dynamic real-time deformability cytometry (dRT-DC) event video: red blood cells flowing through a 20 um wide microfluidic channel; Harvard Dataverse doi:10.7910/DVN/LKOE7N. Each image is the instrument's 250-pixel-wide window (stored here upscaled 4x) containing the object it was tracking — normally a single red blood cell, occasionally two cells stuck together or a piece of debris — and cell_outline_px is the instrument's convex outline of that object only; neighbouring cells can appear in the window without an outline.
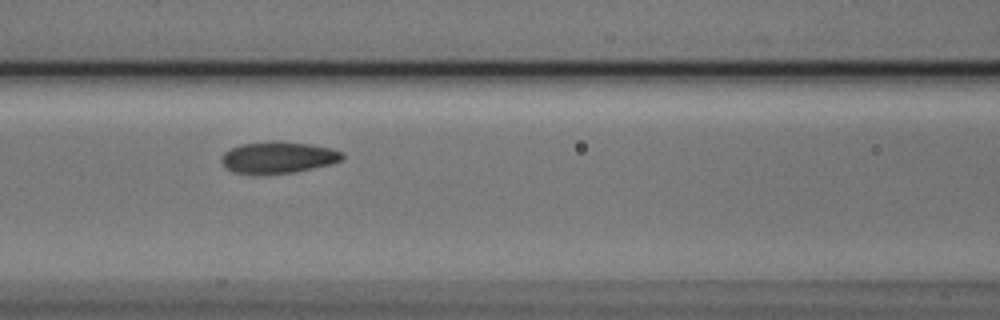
{"species": "Egyptian fruit bat (a non-hibernating species)", "species_latin": "Rousettus aegyptiacus", "temperature_condition": "cold", "stored_images_in_passage": 10, "camera_frame_rate_fps": 3000, "um_per_image_px": 0.085, "animal": {"sex": "male"}, "frame": {"image": 1, "passage_image": 7, "time_ms": 2.0, "image_size_px": [1000, 320], "cell_outline_px": [[344, 160], [332, 164], [296, 172], [256, 176], [252, 176], [232, 172], [224, 168], [220, 160], [220, 156], [224, 152], [240, 144], [272, 140], [312, 144], [332, 148], [344, 152]], "centroid_in_image_um": [23.62, 13.4], "position_along_channel_um": 143.0, "area_um2": 23.29}}
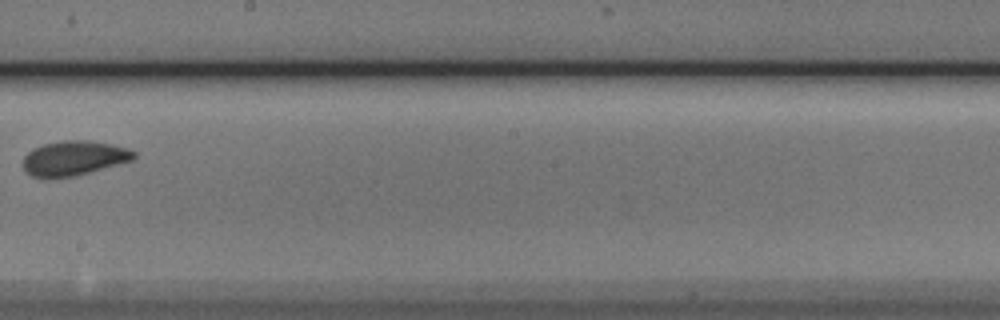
{"frame": {"image": 2, "passage_image": 9, "time_ms": 2.667, "image_size_px": [1000, 320], "cell_outline_px": [[136, 156], [132, 160], [76, 176], [44, 180], [32, 176], [24, 172], [24, 156], [32, 148], [44, 144], [64, 140], [88, 140], [112, 144], [128, 148], [136, 152]], "centroid_in_image_um": [6.25, 13.46], "position_along_channel_um": 242.0, "area_um2": 22.77}}
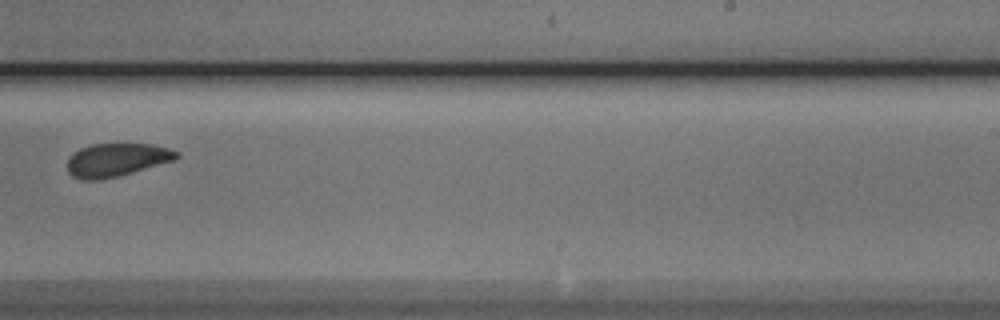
{"frame": {"image": 3, "passage_image": 10, "time_ms": 3.0, "image_size_px": [1000, 320], "cell_outline_px": [[180, 156], [176, 160], [132, 172], [100, 180], [84, 180], [72, 176], [68, 172], [68, 156], [72, 152], [80, 148], [92, 144], [152, 144], [168, 148], [180, 152]], "centroid_in_image_um": [9.91, 13.58], "position_along_channel_um": 279.1, "area_um2": 21.21}}